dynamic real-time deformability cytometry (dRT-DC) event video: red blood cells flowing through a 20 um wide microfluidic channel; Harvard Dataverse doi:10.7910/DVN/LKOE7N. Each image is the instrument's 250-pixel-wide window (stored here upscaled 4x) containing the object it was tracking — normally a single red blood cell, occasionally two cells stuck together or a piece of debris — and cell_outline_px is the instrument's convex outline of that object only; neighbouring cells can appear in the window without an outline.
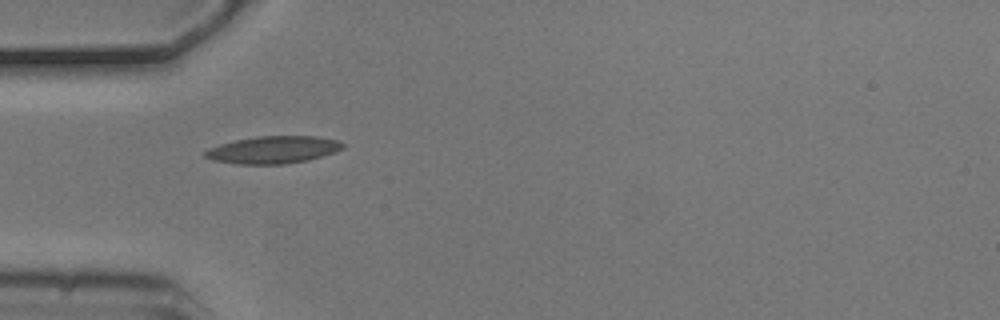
{"species": "common noctule bat (a hibernating species)", "species_latin": "Nyctalus noctula", "temperature_condition": "cold", "stored_images_in_passage": 6, "camera_frame_rate_fps": 3000, "um_per_image_px": 0.085, "animal": {"sex": "male", "body_mass_g": 20.5, "forearm_length_mm": 52.5}, "frame": {"image": 1, "passage_image": 1, "time_ms": 0.0, "image_size_px": [1000, 320], "cell_outline_px": [[344, 148], [308, 160], [284, 164], [236, 164], [212, 160], [204, 156], [204, 152], [208, 148], [220, 144], [236, 140], [256, 136], [316, 136], [336, 140], [344, 144]], "centroid_in_image_um": [23.18, 12.73], "position_along_channel_um": 61.8, "area_um2": 21.79}}
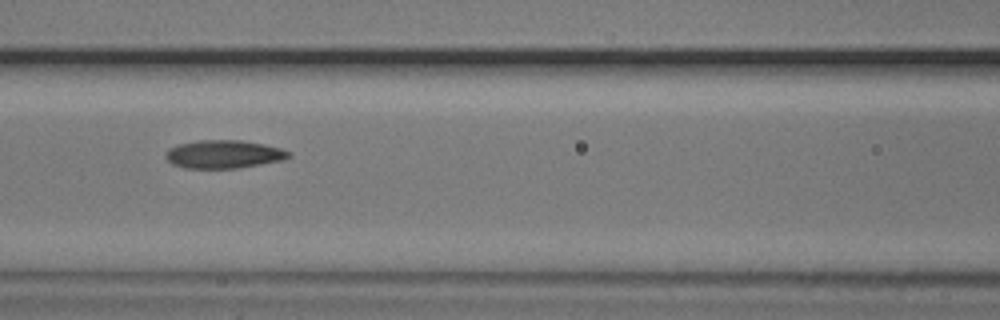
{"frame": {"image": 2, "passage_image": 3, "time_ms": 0.667, "image_size_px": [1000, 320], "cell_outline_px": [[292, 156], [284, 160], [240, 168], [184, 168], [172, 164], [164, 156], [164, 152], [168, 148], [176, 144], [200, 140], [240, 140], [264, 144], [280, 148], [292, 152]], "centroid_in_image_um": [19.01, 13.11], "position_along_channel_um": 147.6, "area_um2": 20.52}}